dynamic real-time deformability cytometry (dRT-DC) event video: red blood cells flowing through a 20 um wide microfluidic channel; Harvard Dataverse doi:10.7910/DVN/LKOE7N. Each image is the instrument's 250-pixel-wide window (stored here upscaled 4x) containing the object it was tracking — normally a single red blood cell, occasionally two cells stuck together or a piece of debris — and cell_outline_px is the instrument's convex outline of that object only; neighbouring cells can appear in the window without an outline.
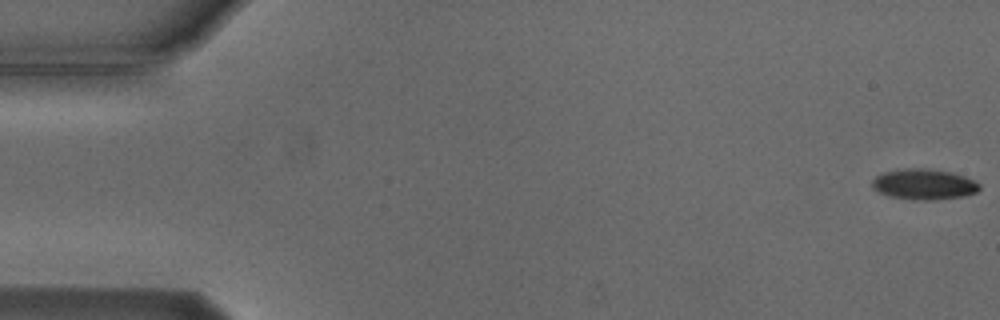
{"species": "Egyptian fruit bat (a non-hibernating species)", "species_latin": "Rousettus aegyptiacus", "temperature_condition": "cold", "stored_images_in_passage": 8, "camera_frame_rate_fps": 3000, "um_per_image_px": 0.085, "animal": {"sex": "male"}, "frame": {"image": 1, "passage_image": 1, "time_ms": 0.0, "image_size_px": [1000, 320], "cell_outline_px": [[980, 188], [976, 192], [964, 196], [936, 200], [912, 200], [888, 196], [872, 188], [872, 180], [876, 176], [884, 172], [904, 168], [924, 168], [952, 172], [964, 176], [980, 184]], "centroid_in_image_um": [78.52, 15.67], "position_along_channel_um": 6.5, "area_um2": 19.25}}
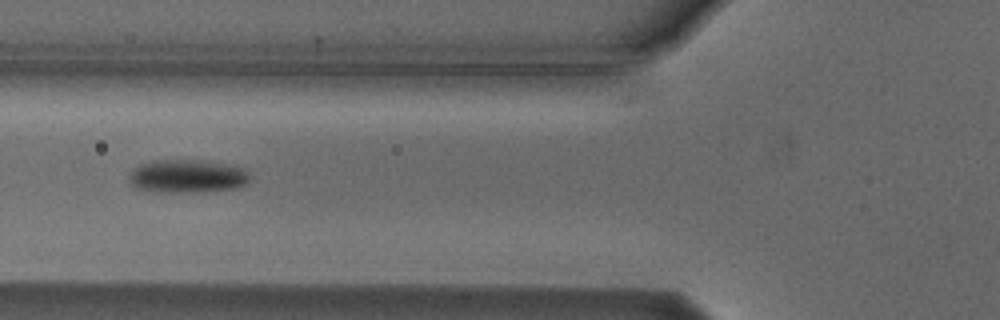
{"frame": {"image": 2, "passage_image": 6, "time_ms": 6.667, "image_size_px": [1000, 320], "cell_outline_px": [[248, 180], [244, 184], [232, 188], [192, 192], [168, 192], [136, 188], [128, 180], [132, 172], [140, 164], [152, 160], [212, 160], [232, 164], [244, 168], [248, 172]], "centroid_in_image_um": [15.94, 14.94], "position_along_channel_um": 109.9, "area_um2": 23.24}}
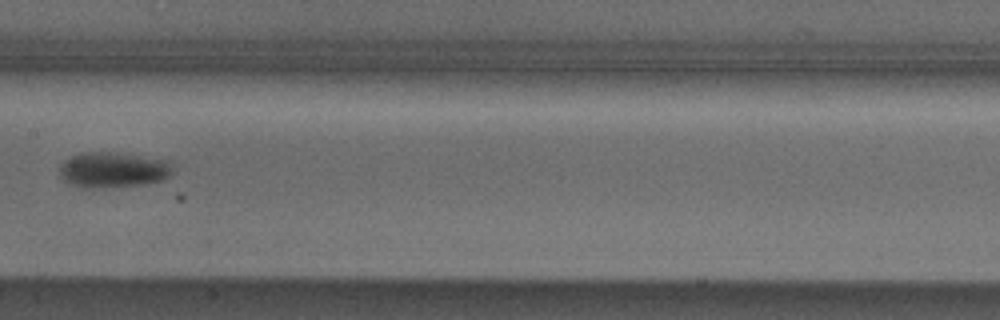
{"frame": {"image": 3, "passage_image": 8, "time_ms": 9.0, "image_size_px": [1000, 320], "cell_outline_px": [[172, 172], [168, 176], [160, 180], [144, 184], [88, 188], [72, 184], [64, 180], [60, 176], [60, 164], [64, 160], [80, 152], [112, 152], [172, 160]], "centroid_in_image_um": [9.62, 14.41], "position_along_channel_um": 197.8, "area_um2": 23.29}}